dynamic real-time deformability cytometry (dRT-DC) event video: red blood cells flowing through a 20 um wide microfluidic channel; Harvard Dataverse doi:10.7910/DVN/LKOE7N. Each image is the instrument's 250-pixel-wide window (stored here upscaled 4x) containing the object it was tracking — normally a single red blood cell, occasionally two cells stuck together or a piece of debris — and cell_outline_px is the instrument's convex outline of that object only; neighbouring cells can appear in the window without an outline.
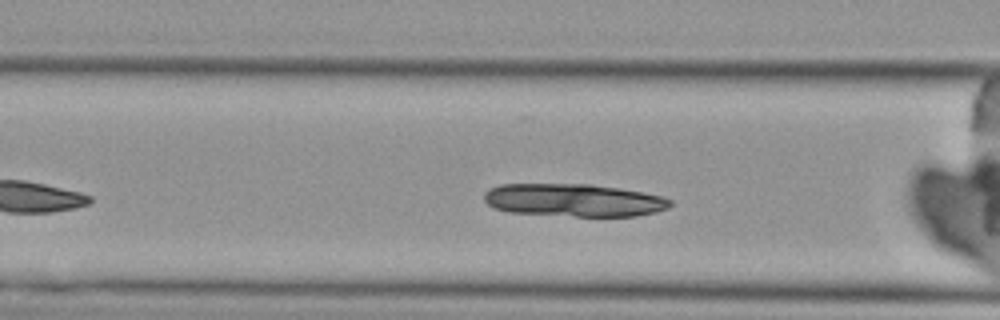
{"species": "Egyptian fruit bat (a non-hibernating species)", "species_latin": "Rousettus aegyptiacus", "temperature_condition": "cold", "stored_images_in_passage": 4, "camera_frame_rate_fps": 3000, "um_per_image_px": 0.085, "animal": {"sex": "female"}, "frame": {"image": 1, "passage_image": 3, "time_ms": 2.333, "image_size_px": [1000, 320], "cell_outline_px": [[672, 204], [668, 208], [656, 212], [636, 216], [576, 216], [508, 212], [496, 208], [488, 204], [484, 200], [484, 192], [488, 188], [500, 184], [592, 184], [620, 188], [664, 196], [672, 200]], "centroid_in_image_um": [48.79, 17.01], "position_along_channel_um": 117.8, "area_um2": 35.78}}